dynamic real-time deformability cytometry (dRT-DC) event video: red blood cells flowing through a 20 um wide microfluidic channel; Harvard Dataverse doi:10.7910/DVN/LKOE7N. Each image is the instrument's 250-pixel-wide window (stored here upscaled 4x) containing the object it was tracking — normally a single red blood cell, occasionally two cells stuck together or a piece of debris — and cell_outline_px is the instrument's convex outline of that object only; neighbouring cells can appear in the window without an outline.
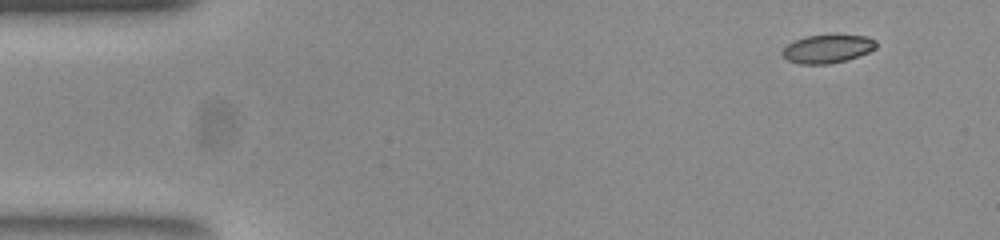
{"species": "common noctule bat (a hibernating species)", "species_latin": "Nyctalus noctula", "temperature_condition": "room temperature", "stored_images_in_passage": 49, "camera_frame_rate_fps": 3000, "um_per_image_px": 0.085, "animal": {"sex": "female", "body_mass_g": 23.0, "forearm_length_mm": 53.4}, "frame": {"image": 1, "passage_image": 1, "time_ms": 0.0, "image_size_px": [1000, 240], "cell_outline_px": [[876, 48], [868, 52], [848, 60], [828, 64], [800, 64], [788, 60], [780, 52], [788, 44], [804, 36], [868, 36], [876, 40]], "centroid_in_image_um": [70.34, 4.17], "position_along_channel_um": 14.7, "area_um2": 15.26}}
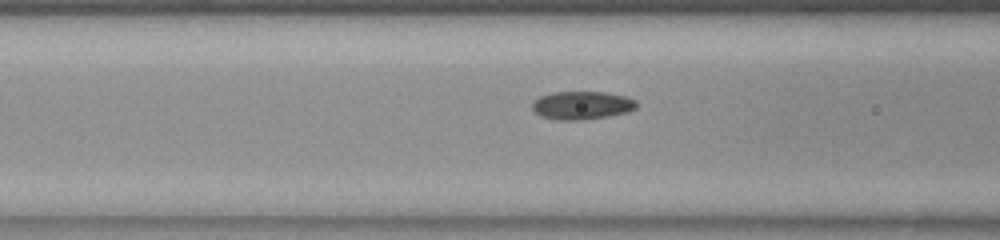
{"frame": {"image": 2, "passage_image": 17, "time_ms": 5.333, "image_size_px": [1000, 240], "cell_outline_px": [[636, 108], [628, 112], [608, 116], [584, 120], [556, 120], [540, 116], [532, 108], [532, 100], [540, 96], [552, 92], [604, 92], [624, 96], [636, 100]], "centroid_in_image_um": [49.43, 8.96], "position_along_channel_um": 117.2, "area_um2": 17.22}}
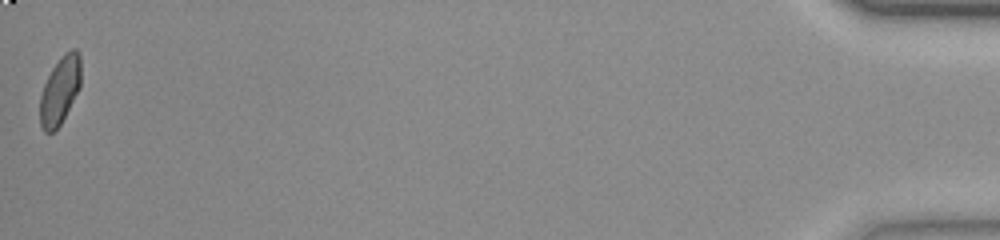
{"frame": {"image": 3, "passage_image": 49, "time_ms": 16.0, "image_size_px": [1000, 240], "cell_outline_px": [[80, 88], [60, 124], [52, 132], [44, 132], [40, 124], [40, 96], [44, 84], [52, 68], [60, 56], [64, 52], [72, 48], [76, 48], [80, 52]], "centroid_in_image_um": [5.1, 7.63], "position_along_channel_um": 430.1, "area_um2": 16.18}, "authors_computed_cell_mechanics": {"area_um2": 16.473, "velocity_mm_per_s": 3.891, "shape_relaxation_time_tau1_ms": 7.1764, "shape_relaxation_time_tau2_ms": 1.5289, "deformation_change_tau1": 0.1807, "deformation_change_tau2": 0.0573}}